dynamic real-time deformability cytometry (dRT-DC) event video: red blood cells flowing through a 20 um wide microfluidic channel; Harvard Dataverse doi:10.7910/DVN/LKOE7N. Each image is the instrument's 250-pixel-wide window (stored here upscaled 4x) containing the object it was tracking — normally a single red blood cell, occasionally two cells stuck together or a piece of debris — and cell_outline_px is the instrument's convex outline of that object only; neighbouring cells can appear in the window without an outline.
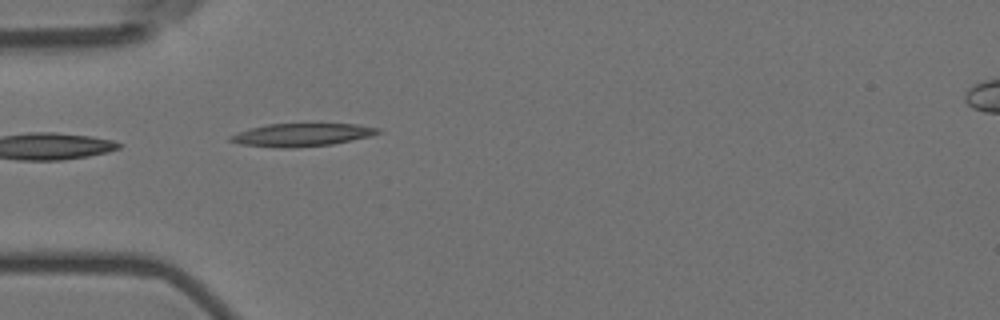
{"species": "Egyptian fruit bat (a non-hibernating species)", "species_latin": "Rousettus aegyptiacus", "temperature_condition": "room temperature", "stored_images_in_passage": 5, "camera_frame_rate_fps": 3000, "um_per_image_px": 0.085, "animal": {"sex": "female"}, "frame": {"image": 1, "passage_image": 1, "time_ms": 0.0, "image_size_px": [1000, 320], "cell_outline_px": [[384, 132], [372, 136], [332, 144], [292, 148], [280, 148], [240, 144], [228, 140], [228, 136], [236, 132], [268, 124], [356, 124], [380, 128]], "centroid_in_image_um": [25.67, 11.46], "position_along_channel_um": 59.3, "area_um2": 19.83}}